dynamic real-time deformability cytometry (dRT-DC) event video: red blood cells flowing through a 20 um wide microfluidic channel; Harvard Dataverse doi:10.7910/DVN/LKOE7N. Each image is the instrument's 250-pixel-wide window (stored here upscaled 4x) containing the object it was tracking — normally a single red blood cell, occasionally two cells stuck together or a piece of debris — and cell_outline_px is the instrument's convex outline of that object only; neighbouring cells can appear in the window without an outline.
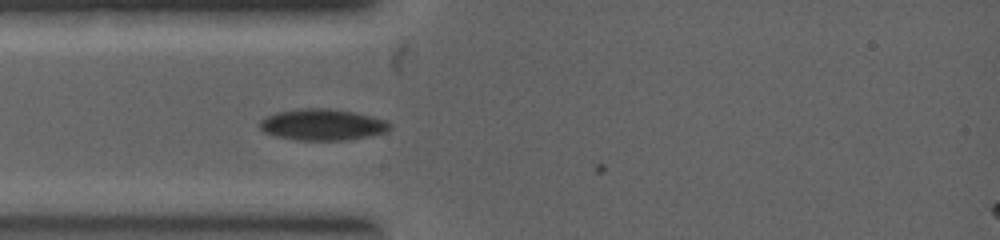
{"species": "common noctule bat (a hibernating species)", "species_latin": "Nyctalus noctula", "temperature_condition": "warm", "stored_images_in_passage": 4, "camera_frame_rate_fps": 5000, "um_per_image_px": 0.085, "animal": {"sex": "female", "body_mass_g": 19.0, "forearm_length_mm": 53.3}, "frame": {"image": 1, "passage_image": 3, "time_ms": 0.6, "image_size_px": [1000, 240], "cell_outline_px": [[392, 128], [388, 132], [372, 136], [344, 140], [300, 140], [276, 136], [264, 132], [256, 124], [260, 120], [276, 112], [304, 108], [328, 108], [352, 112], [372, 116], [384, 120], [392, 124]], "centroid_in_image_um": [27.43, 10.6], "position_along_channel_um": 57.6, "area_um2": 23.87}}